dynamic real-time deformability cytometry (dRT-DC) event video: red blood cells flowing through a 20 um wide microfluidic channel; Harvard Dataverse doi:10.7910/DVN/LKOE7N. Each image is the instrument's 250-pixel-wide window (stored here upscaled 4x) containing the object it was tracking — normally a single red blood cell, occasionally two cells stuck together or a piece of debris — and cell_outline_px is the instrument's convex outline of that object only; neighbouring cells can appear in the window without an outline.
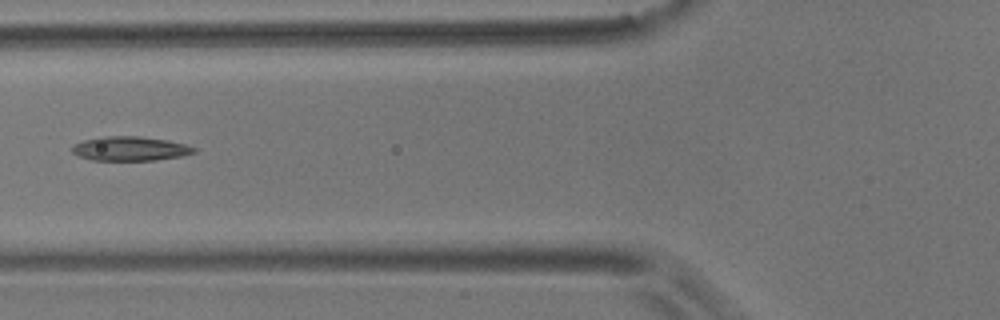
{"species": "common noctule bat (a hibernating species)", "species_latin": "Nyctalus noctula", "temperature_condition": "room temperature", "stored_images_in_passage": 4, "camera_frame_rate_fps": 3000, "um_per_image_px": 0.085, "animal": {"sex": "male", "body_mass_g": 17.9}, "frame": {"image": 1, "passage_image": 4, "time_ms": 1.0, "image_size_px": [1000, 320], "cell_outline_px": [[196, 152], [180, 156], [156, 160], [92, 160], [76, 156], [72, 152], [72, 148], [76, 144], [84, 140], [100, 136], [140, 136], [168, 140], [184, 144], [196, 148]], "centroid_in_image_um": [11.04, 12.63], "position_along_channel_um": 114.8, "area_um2": 17.22}}